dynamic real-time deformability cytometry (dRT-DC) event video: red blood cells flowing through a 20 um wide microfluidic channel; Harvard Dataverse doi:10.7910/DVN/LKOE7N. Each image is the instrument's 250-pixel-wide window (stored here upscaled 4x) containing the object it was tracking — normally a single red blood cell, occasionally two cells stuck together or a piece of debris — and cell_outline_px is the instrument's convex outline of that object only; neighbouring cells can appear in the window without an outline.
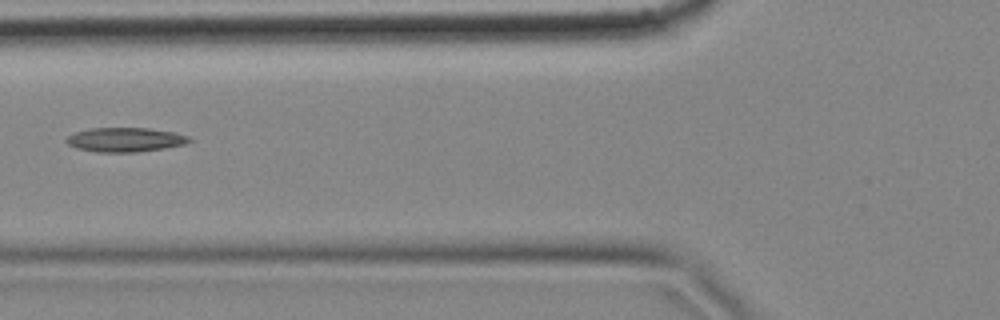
{"species": "common noctule bat (a hibernating species)", "species_latin": "Nyctalus noctula", "temperature_condition": "cold", "stored_images_in_passage": 5, "camera_frame_rate_fps": 3000, "um_per_image_px": 0.085, "animal": {"sex": "female", "body_mass_g": 18.4}, "frame": {"image": 1, "passage_image": 5, "time_ms": 1.333, "image_size_px": [1000, 320], "cell_outline_px": [[192, 140], [184, 144], [164, 148], [136, 152], [96, 152], [76, 148], [68, 144], [64, 140], [68, 136], [76, 132], [92, 128], [148, 128], [176, 132], [188, 136]], "centroid_in_image_um": [10.64, 11.87], "position_along_channel_um": 115.2, "area_um2": 17.34}}